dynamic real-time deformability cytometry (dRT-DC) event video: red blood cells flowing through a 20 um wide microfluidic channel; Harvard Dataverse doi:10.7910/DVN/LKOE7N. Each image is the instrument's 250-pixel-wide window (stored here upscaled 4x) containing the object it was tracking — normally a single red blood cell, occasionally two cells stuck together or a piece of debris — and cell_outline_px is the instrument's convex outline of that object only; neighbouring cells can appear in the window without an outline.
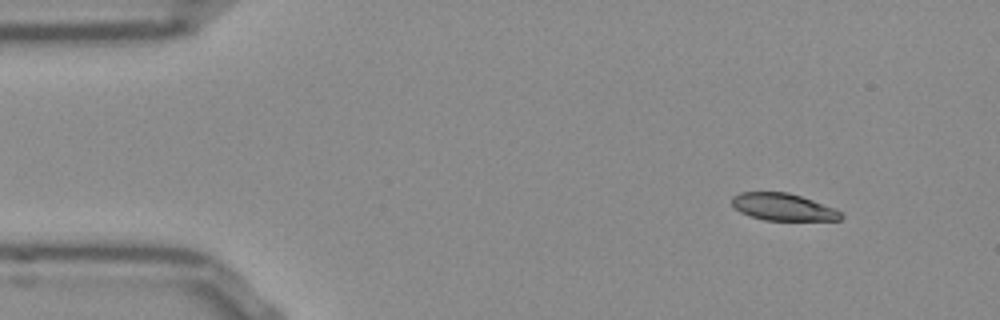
{"species": "Egyptian fruit bat (a non-hibernating species)", "species_latin": "Rousettus aegyptiacus", "temperature_condition": "room temperature", "stored_images_in_passage": 48, "camera_frame_rate_fps": 3000, "um_per_image_px": 0.085, "frame": {"image": 1, "passage_image": 1, "time_ms": 0.0, "image_size_px": [1000, 320], "cell_outline_px": [[844, 216], [840, 220], [764, 220], [748, 216], [740, 212], [732, 204], [732, 196], [740, 192], [788, 192], [836, 208]], "centroid_in_image_um": [66.56, 17.59], "position_along_channel_um": 18.4, "area_um2": 17.28}}
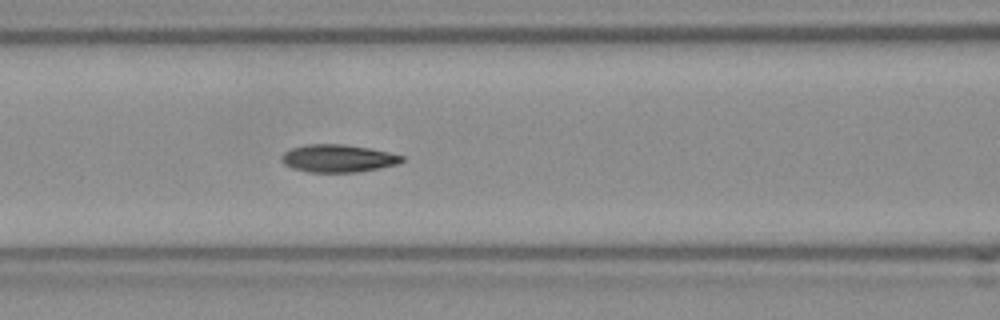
{"frame": {"image": 2, "passage_image": 17, "time_ms": 5.333, "image_size_px": [1000, 320], "cell_outline_px": [[404, 160], [396, 164], [356, 172], [308, 172], [292, 168], [284, 164], [280, 156], [284, 152], [292, 148], [308, 144], [344, 144], [368, 148], [388, 152], [404, 156]], "centroid_in_image_um": [28.69, 13.46], "position_along_channel_um": 137.9, "area_um2": 19.19}}
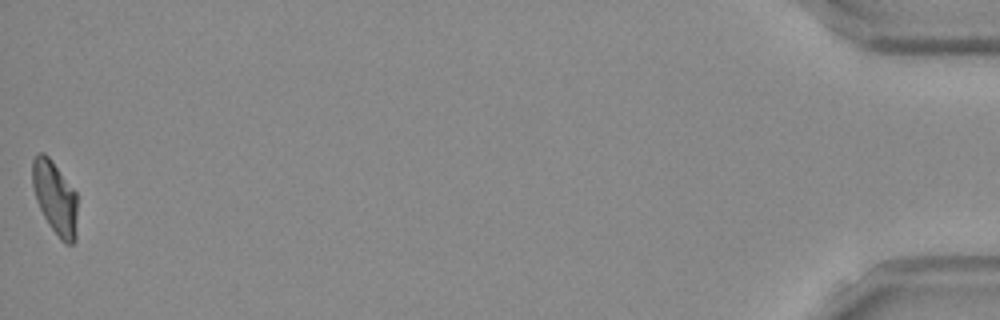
{"frame": {"image": 3, "passage_image": 48, "time_ms": 15.667, "image_size_px": [1000, 320], "cell_outline_px": [[76, 240], [72, 244], [64, 244], [60, 240], [48, 224], [36, 200], [32, 184], [32, 160], [36, 152], [44, 152], [52, 160], [76, 192]], "centroid_in_image_um": [4.66, 16.8], "position_along_channel_um": 430.5, "area_um2": 19.31}, "authors_computed_cell_mechanics": {"area_um2": 19.3341, "velocity_mm_per_s": 3.831, "shape_relaxation_time_tau1_ms": 4.3945, "shape_relaxation_time_tau2_ms": 2.4662, "deformation_change_tau1": 0.1527, "deformation_change_tau2": 0.0764}}